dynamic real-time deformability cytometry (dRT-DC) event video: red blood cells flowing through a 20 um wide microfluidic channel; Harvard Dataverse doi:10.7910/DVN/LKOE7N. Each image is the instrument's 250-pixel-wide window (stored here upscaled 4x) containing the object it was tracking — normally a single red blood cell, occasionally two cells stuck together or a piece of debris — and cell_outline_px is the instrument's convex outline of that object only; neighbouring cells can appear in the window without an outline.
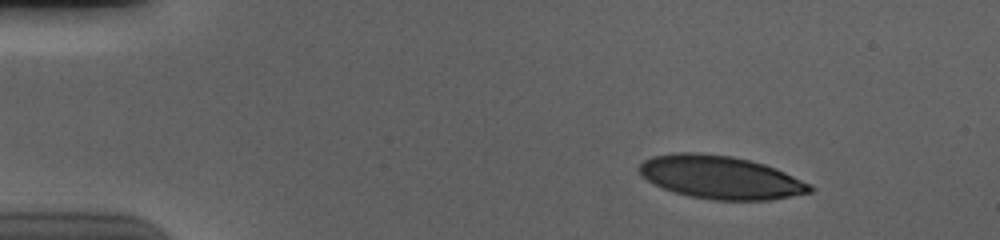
{"species": "human", "species_latin": "Homo sapiens", "temperature_condition": "cold", "stored_images_in_passage": 51, "camera_frame_rate_fps": 3000, "um_per_image_px": 0.085, "donor": {"sex": "male"}, "frame": {"image": 1, "passage_image": 7, "time_ms": 2.0, "image_size_px": [1000, 240], "cell_outline_px": [[812, 192], [768, 200], [712, 200], [688, 196], [664, 188], [648, 180], [640, 172], [640, 164], [644, 160], [652, 156], [680, 152], [696, 152], [732, 156], [764, 164], [776, 168], [808, 184], [812, 188]], "centroid_in_image_um": [61.23, 15.07], "position_along_channel_um": 23.8, "area_um2": 42.25}}
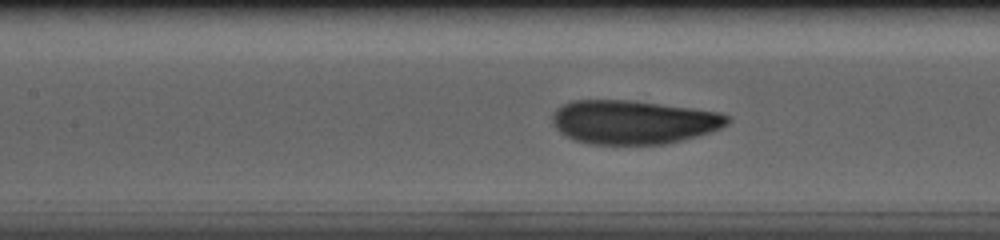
{"frame": {"image": 2, "passage_image": 25, "time_ms": 8.0, "image_size_px": [1000, 240], "cell_outline_px": [[732, 120], [728, 124], [720, 128], [696, 136], [664, 144], [588, 144], [576, 140], [560, 132], [556, 128], [552, 120], [552, 116], [556, 108], [572, 100], [628, 100], [660, 104], [720, 112], [728, 116]], "centroid_in_image_um": [53.83, 10.37], "position_along_channel_um": 153.6, "area_um2": 44.39}}
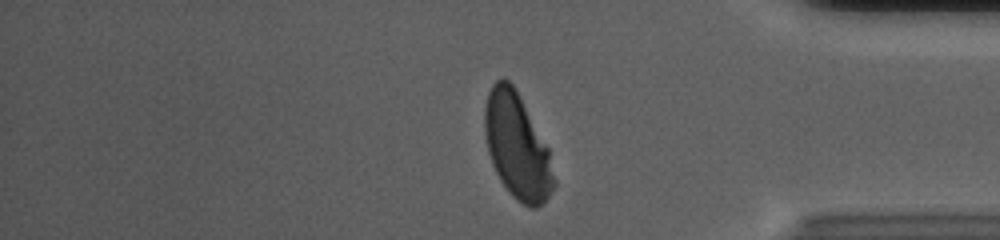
{"frame": {"image": 3, "passage_image": 46, "time_ms": 15.0, "image_size_px": [1000, 240], "cell_outline_px": [[556, 184], [544, 204], [536, 208], [532, 208], [516, 200], [512, 196], [500, 180], [492, 164], [488, 152], [484, 132], [484, 108], [488, 92], [492, 84], [500, 76], [504, 76], [512, 84], [548, 148], [556, 180]], "centroid_in_image_um": [43.94, 12.45], "position_along_channel_um": 391.3, "area_um2": 42.43}, "authors_computed_cell_mechanics": {"area_um2": 43.9858, "velocity_mm_per_s": 3.6624, "shape_relaxation_time_tau1_ms": 3.8443, "shape_relaxation_time_tau2_ms": null, "deformation_change_tau1": 0.1678, "deformation_change_tau2": null}}